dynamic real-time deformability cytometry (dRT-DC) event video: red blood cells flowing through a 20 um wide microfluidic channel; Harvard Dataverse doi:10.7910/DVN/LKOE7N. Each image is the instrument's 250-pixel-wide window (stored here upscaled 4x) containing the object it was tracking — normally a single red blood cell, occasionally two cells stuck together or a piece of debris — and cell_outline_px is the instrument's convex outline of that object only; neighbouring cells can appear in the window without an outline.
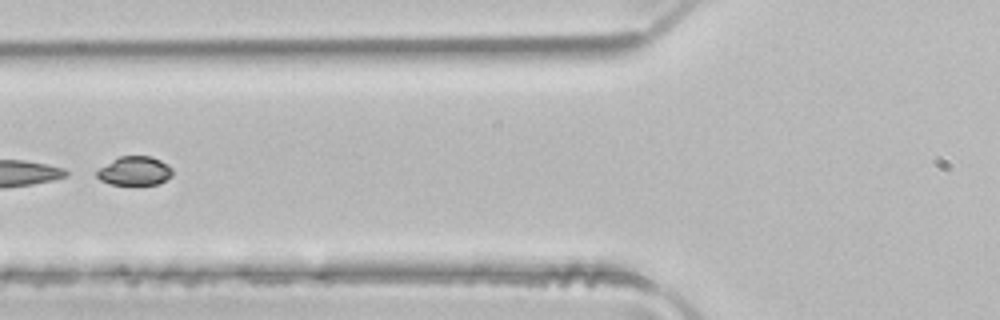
{"species": "common noctule bat (a hibernating species)", "species_latin": "Nyctalus noctula", "temperature_condition": "room temperature", "stored_images_in_passage": 4, "camera_frame_rate_fps": 3000, "um_per_image_px": 0.085, "animal": {"sex": "male", "body_mass_g": 21.5, "forearm_length_mm": 52.0}, "frame": {"image": 1, "passage_image": 4, "time_ms": 1.0, "image_size_px": [1000, 320], "cell_outline_px": [[172, 176], [156, 184], [112, 184], [100, 180], [96, 176], [96, 172], [100, 168], [112, 160], [120, 156], [152, 156], [168, 164], [172, 168]], "centroid_in_image_um": [11.45, 14.51], "position_along_channel_um": 114.3, "area_um2": 12.6}}